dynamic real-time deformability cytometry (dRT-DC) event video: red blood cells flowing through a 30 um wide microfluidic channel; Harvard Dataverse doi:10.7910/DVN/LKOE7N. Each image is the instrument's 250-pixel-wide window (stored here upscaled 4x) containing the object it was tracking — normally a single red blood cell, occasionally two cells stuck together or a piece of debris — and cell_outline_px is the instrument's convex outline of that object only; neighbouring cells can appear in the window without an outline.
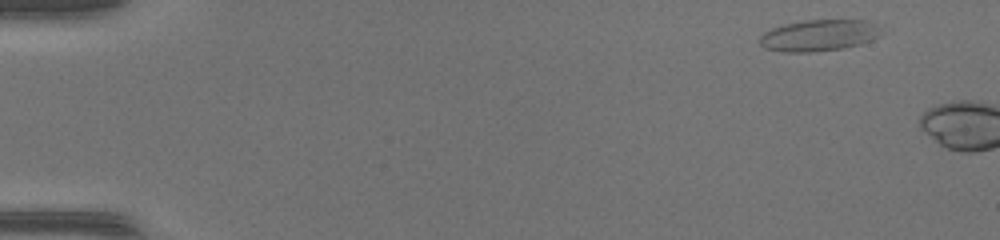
{"species": "common noctule bat (a hibernating species)", "species_latin": "Nyctalus noctula", "temperature_condition": "warm", "stored_images_in_passage": 3, "camera_frame_rate_fps": 3000, "um_per_image_px": 0.085, "animal": {"sex": "female", "body_mass_g": 17.0, "forearm_length_mm": 48.0}, "frame": {"image": 1, "passage_image": 1, "time_ms": 0.0, "image_size_px": [1000, 240], "cell_outline_px": [[880, 36], [872, 40], [860, 44], [844, 48], [812, 52], [784, 52], [764, 48], [760, 44], [760, 36], [764, 32], [772, 28], [784, 24], [804, 20], [864, 20], [876, 28], [880, 32]], "centroid_in_image_um": [69.54, 3.02], "position_along_channel_um": 15.5, "area_um2": 22.02}}